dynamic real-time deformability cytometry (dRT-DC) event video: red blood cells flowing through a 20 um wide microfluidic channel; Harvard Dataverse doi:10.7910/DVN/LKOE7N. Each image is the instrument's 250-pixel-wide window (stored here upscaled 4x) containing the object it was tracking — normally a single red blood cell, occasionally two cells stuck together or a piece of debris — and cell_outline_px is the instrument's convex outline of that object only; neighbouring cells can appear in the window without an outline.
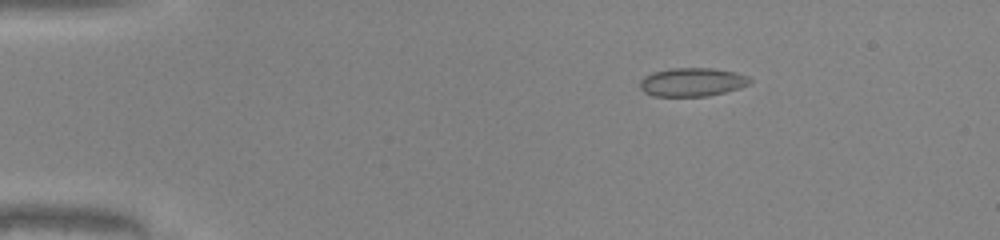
{"species": "common noctule bat (a hibernating species)", "species_latin": "Nyctalus noctula", "temperature_condition": "warm", "stored_images_in_passage": 49, "camera_frame_rate_fps": 3000, "um_per_image_px": 0.085, "animal": {"sex": "male", "body_mass_g": 20.0, "forearm_length_mm": 53.3}, "frame": {"image": 1, "passage_image": 8, "time_ms": 2.333, "image_size_px": [1000, 240], "cell_outline_px": [[752, 80], [748, 84], [740, 88], [708, 96], [652, 96], [644, 92], [640, 88], [640, 80], [644, 76], [652, 72], [672, 68], [712, 68], [736, 72], [748, 76]], "centroid_in_image_um": [58.82, 6.97], "position_along_channel_um": 26.2, "area_um2": 18.38}}
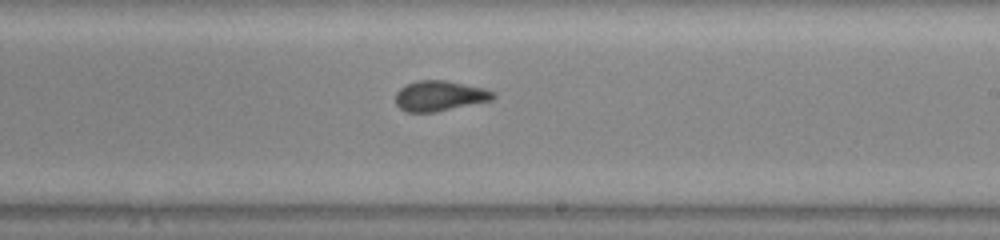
{"frame": {"image": 2, "passage_image": 30, "time_ms": 9.667, "image_size_px": [1000, 240], "cell_outline_px": [[496, 96], [492, 100], [436, 112], [408, 112], [400, 108], [396, 104], [396, 92], [400, 88], [416, 80], [444, 80], [484, 88], [496, 92]], "centroid_in_image_um": [37.38, 8.15], "position_along_channel_um": 251.6, "area_um2": 17.22}}
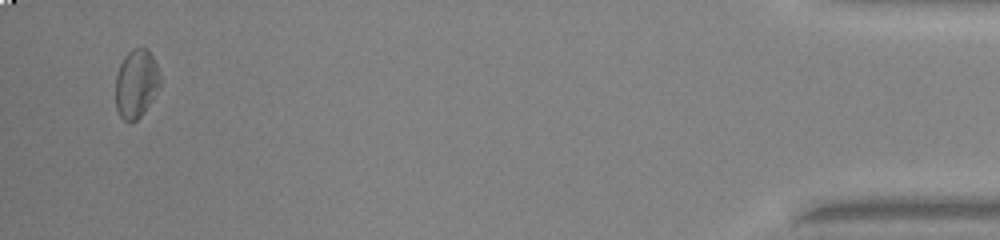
{"frame": {"image": 3, "passage_image": 48, "time_ms": 15.667, "image_size_px": [1000, 240], "cell_outline_px": [[160, 84], [152, 100], [144, 112], [132, 124], [124, 120], [120, 116], [116, 108], [116, 76], [120, 64], [124, 56], [132, 48], [148, 48], [156, 64], [160, 76]], "centroid_in_image_um": [11.57, 7.12], "position_along_channel_um": 423.6, "area_um2": 17.8}, "authors_computed_cell_mechanics": {"area_um2": 17.5134, "velocity_mm_per_s": 4.1646, "shape_relaxation_time_tau1_ms": 5.9531, "shape_relaxation_time_tau2_ms": 1.1468, "deformation_change_tau1": 0.1483, "deformation_change_tau2": 0.0681}}